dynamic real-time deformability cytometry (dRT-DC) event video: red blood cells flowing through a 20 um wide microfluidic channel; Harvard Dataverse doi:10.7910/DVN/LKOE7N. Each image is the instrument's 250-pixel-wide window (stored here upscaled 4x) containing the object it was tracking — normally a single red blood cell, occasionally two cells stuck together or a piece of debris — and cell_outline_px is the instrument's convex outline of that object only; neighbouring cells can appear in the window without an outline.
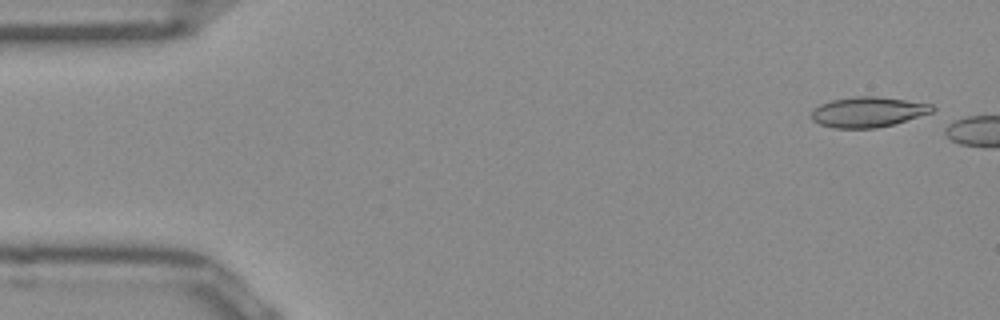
{"species": "Egyptian fruit bat (a non-hibernating species)", "species_latin": "Rousettus aegyptiacus", "temperature_condition": "room temperature", "stored_images_in_passage": 6, "camera_frame_rate_fps": 3000, "um_per_image_px": 0.085, "frame": {"image": 1, "passage_image": 2, "time_ms": 0.333, "image_size_px": [1000, 320], "cell_outline_px": [[936, 108], [932, 112], [892, 124], [876, 128], [832, 128], [820, 124], [812, 120], [812, 108], [820, 104], [832, 100], [856, 96], [876, 96], [932, 104]], "centroid_in_image_um": [73.74, 9.52], "position_along_channel_um": 11.3, "area_um2": 21.15}}